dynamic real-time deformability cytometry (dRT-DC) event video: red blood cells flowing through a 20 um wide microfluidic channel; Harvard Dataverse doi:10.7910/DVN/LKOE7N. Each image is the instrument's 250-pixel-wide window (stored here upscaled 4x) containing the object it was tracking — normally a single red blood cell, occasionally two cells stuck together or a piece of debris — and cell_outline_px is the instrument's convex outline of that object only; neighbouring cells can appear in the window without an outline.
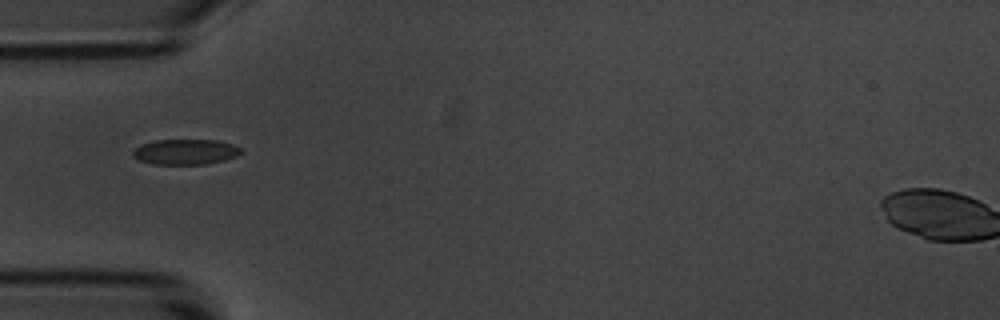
{"species": "common noctule bat (a hibernating species)", "species_latin": "Nyctalus noctula", "temperature_condition": "room temperature", "stored_images_in_passage": 15, "camera_frame_rate_fps": 3000, "um_per_image_px": 0.085, "animal": {"sex": "male", "body_mass_g": 20.1, "forearm_length_mm": 53.5}, "frame": {"image": 1, "passage_image": 5, "time_ms": 5.333, "image_size_px": [1000, 320], "cell_outline_px": [[240, 152], [236, 156], [224, 160], [208, 164], [152, 164], [136, 160], [132, 156], [132, 152], [140, 144], [156, 140], [216, 140], [232, 144], [240, 148]], "centroid_in_image_um": [15.7, 12.91], "position_along_channel_um": 69.3, "area_um2": 16.01}}
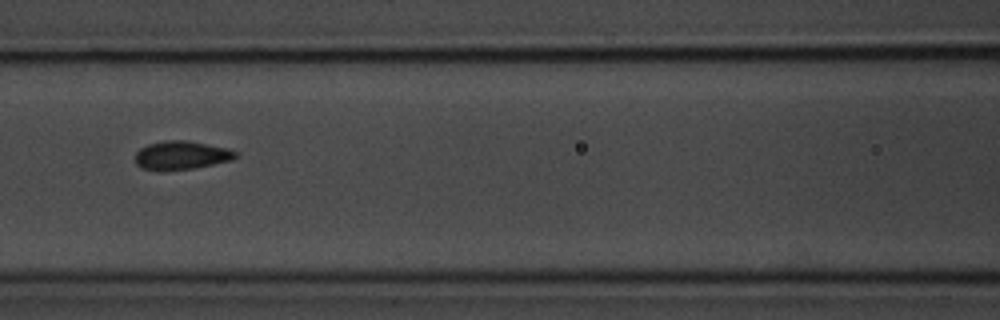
{"frame": {"image": 2, "passage_image": 7, "time_ms": 7.667, "image_size_px": [1000, 320], "cell_outline_px": [[240, 156], [232, 160], [192, 168], [160, 172], [140, 168], [136, 164], [136, 152], [140, 148], [148, 144], [164, 140], [184, 140], [228, 148], [240, 152]], "centroid_in_image_um": [15.41, 13.21], "position_along_channel_um": 151.2, "area_um2": 16.99}, "authors_computed_cell_mechanics": {"area_um2": 16.9354, "velocity_mm_per_s": 3.4669, "shape_relaxation_time_tau1_ms": 2.5304, "shape_relaxation_time_tau2_ms": null, "deformation_change_tau1": 0.089, "deformation_change_tau2": null}}